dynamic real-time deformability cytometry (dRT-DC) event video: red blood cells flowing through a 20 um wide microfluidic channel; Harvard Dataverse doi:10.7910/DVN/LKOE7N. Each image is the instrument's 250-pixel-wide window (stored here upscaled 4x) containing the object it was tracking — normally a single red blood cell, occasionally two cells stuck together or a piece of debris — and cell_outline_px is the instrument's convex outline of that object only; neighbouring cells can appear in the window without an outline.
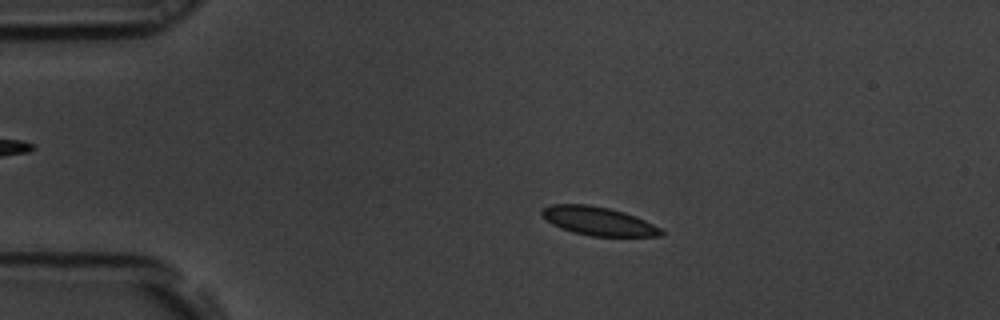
{"species": "common noctule bat (a hibernating species)", "species_latin": "Nyctalus noctula", "temperature_condition": "room temperature", "stored_images_in_passage": 55, "camera_frame_rate_fps": 3000, "um_per_image_px": 0.085, "animal": {"sex": "male", "body_mass_g": 19.5, "forearm_length_mm": 54.6}, "frame": {"image": 1, "passage_image": 11, "time_ms": 3.333, "image_size_px": [1000, 320], "cell_outline_px": [[664, 232], [660, 236], [592, 236], [572, 232], [560, 228], [552, 224], [540, 216], [540, 208], [552, 204], [588, 204], [608, 208], [624, 212], [636, 216], [660, 228]], "centroid_in_image_um": [50.79, 18.78], "position_along_channel_um": 34.2, "area_um2": 19.94}}
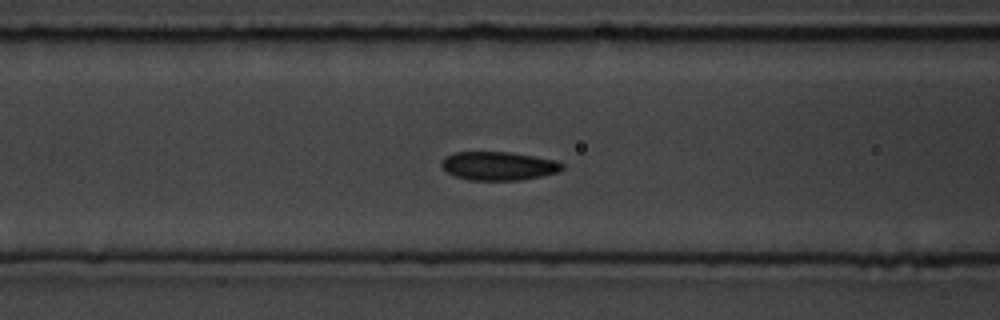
{"frame": {"image": 2, "passage_image": 22, "time_ms": 7.0, "image_size_px": [1000, 320], "cell_outline_px": [[564, 168], [556, 172], [540, 176], [520, 180], [468, 180], [444, 172], [440, 164], [444, 156], [452, 152], [512, 152], [556, 160], [564, 164]], "centroid_in_image_um": [42.32, 14.09], "position_along_channel_um": 124.3, "area_um2": 20.29}}
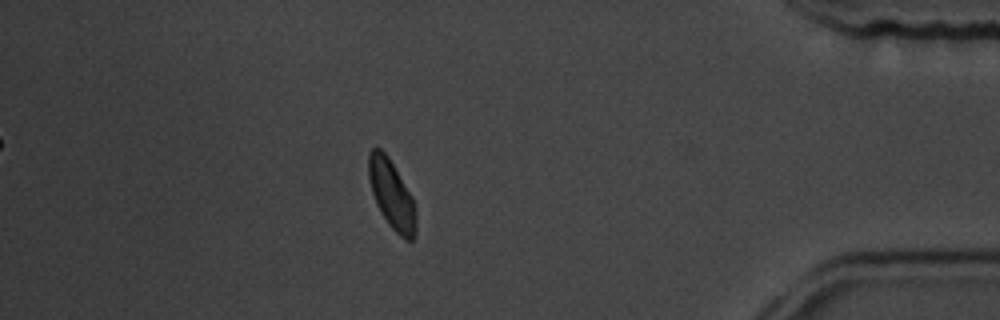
{"frame": {"image": 3, "passage_image": 48, "time_ms": 15.667, "image_size_px": [1000, 320], "cell_outline_px": [[416, 236], [412, 240], [404, 240], [388, 224], [380, 212], [376, 204], [368, 180], [368, 152], [372, 148], [380, 148], [388, 156], [412, 196], [416, 208]], "centroid_in_image_um": [33.29, 16.55], "position_along_channel_um": 401.9, "area_um2": 19.25}, "authors_computed_cell_mechanics": {"area_um2": 19.941, "velocity_mm_per_s": 3.6847, "shape_relaxation_time_tau1_ms": 4.4584, "shape_relaxation_time_tau2_ms": 1.1507, "deformation_change_tau1": 0.0894, "deformation_change_tau2": 0.0569}}